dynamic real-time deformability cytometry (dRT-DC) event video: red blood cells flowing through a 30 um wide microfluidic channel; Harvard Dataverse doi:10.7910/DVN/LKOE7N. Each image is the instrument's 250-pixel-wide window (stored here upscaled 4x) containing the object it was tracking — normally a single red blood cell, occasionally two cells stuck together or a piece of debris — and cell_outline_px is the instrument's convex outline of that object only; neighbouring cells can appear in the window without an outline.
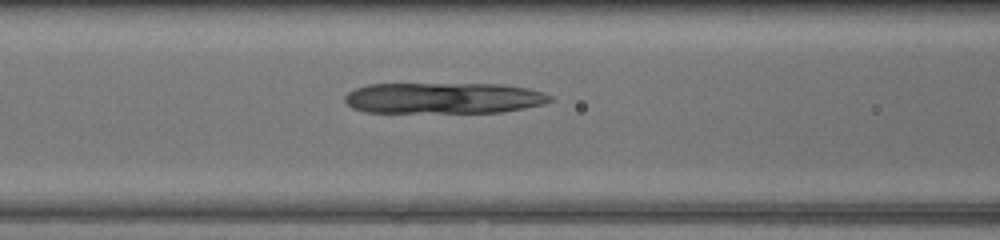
{"species": "common noctule bat (a hibernating species)", "species_latin": "Nyctalus noctula", "temperature_condition": "warm", "stored_images_in_passage": 39, "camera_frame_rate_fps": 3000, "um_per_image_px": 0.085, "animal": {"sex": "female", "body_mass_g": 17.0, "forearm_length_mm": 48.0}, "frame": {"image": 1, "passage_image": 12, "time_ms": 3.667, "image_size_px": [1000, 240], "cell_outline_px": [[552, 100], [544, 104], [504, 112], [364, 112], [352, 108], [344, 100], [344, 96], [348, 92], [356, 88], [368, 84], [504, 84], [528, 88], [544, 92], [552, 96]], "centroid_in_image_um": [37.72, 8.33], "position_along_channel_um": 128.9, "area_um2": 37.28}}